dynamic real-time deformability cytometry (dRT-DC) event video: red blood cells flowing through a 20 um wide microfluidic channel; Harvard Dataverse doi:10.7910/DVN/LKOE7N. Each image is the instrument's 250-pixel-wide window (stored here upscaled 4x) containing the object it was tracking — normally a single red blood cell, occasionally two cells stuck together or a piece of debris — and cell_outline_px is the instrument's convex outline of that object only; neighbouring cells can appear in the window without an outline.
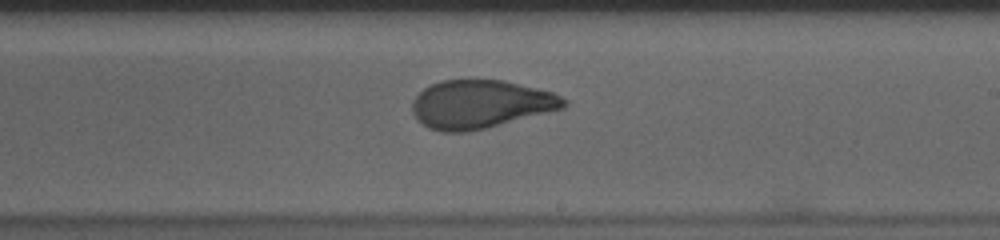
{"species": "human", "species_latin": "Homo sapiens", "temperature_condition": "cold", "stored_images_in_passage": 32, "camera_frame_rate_fps": 3000, "um_per_image_px": 0.085, "donor": {"sex": "male"}, "frame": {"image": 1, "passage_image": 19, "time_ms": 6.0, "image_size_px": [1000, 240], "cell_outline_px": [[568, 104], [564, 108], [468, 132], [440, 132], [428, 128], [412, 112], [412, 100], [424, 88], [432, 84], [444, 80], [504, 80], [552, 92], [568, 100]], "centroid_in_image_um": [40.84, 8.86], "position_along_channel_um": 248.2, "area_um2": 42.31}}
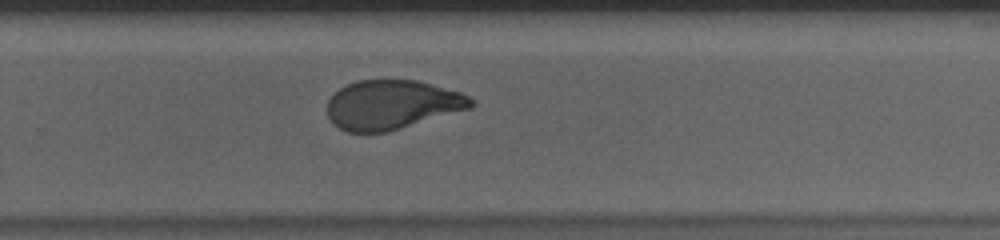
{"frame": {"image": 2, "passage_image": 23, "time_ms": 7.333, "image_size_px": [1000, 240], "cell_outline_px": [[476, 104], [472, 108], [388, 132], [348, 132], [332, 124], [328, 116], [328, 100], [340, 88], [348, 84], [360, 80], [416, 80], [460, 92], [468, 96]], "centroid_in_image_um": [33.33, 8.91], "position_along_channel_um": 296.5, "area_um2": 41.15}}